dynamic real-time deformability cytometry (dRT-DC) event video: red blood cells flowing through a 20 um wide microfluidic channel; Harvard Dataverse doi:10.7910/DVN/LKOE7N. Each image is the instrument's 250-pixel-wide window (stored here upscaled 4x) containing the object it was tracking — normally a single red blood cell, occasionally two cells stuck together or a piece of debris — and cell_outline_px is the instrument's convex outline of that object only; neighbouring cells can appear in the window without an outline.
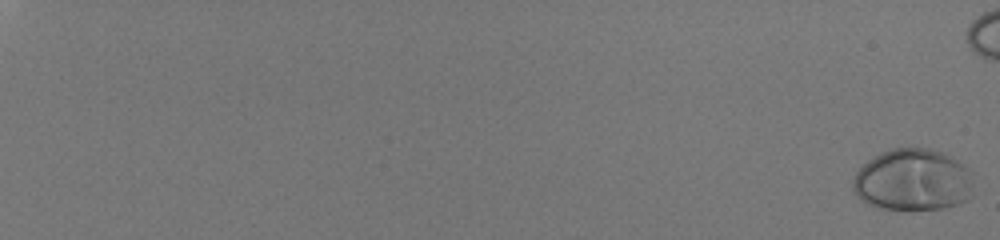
{"species": "human", "species_latin": "Homo sapiens", "temperature_condition": "room temperature", "stored_images_in_passage": 53, "camera_frame_rate_fps": 3000, "um_per_image_px": 0.085, "donor": {"sex": "male"}, "frame": {"image": 1, "passage_image": 1, "time_ms": 0.0, "image_size_px": [1000, 240], "cell_outline_px": [[976, 196], [968, 200], [944, 208], [880, 208], [868, 204], [860, 200], [852, 192], [852, 180], [856, 172], [868, 160], [892, 148], [928, 148], [940, 152], [964, 164], [972, 172], [976, 192]], "centroid_in_image_um": [77.64, 15.31], "position_along_channel_um": 7.4, "area_um2": 43.81}}
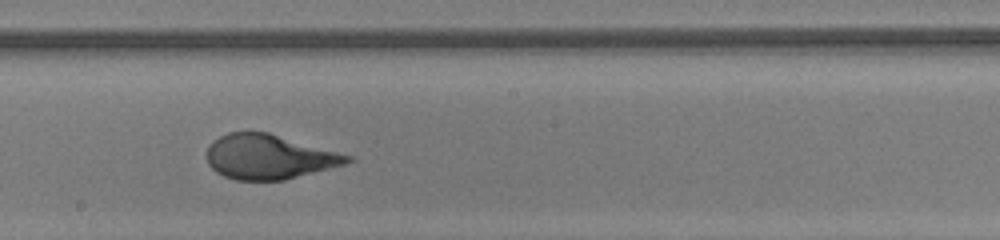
{"frame": {"image": 2, "passage_image": 39, "time_ms": 12.667, "image_size_px": [1000, 240], "cell_outline_px": [[352, 160], [348, 164], [284, 180], [236, 180], [224, 176], [216, 172], [208, 164], [208, 144], [212, 140], [228, 132], [268, 132], [352, 156]], "centroid_in_image_um": [22.86, 13.33], "position_along_channel_um": 225.3, "area_um2": 36.47}}
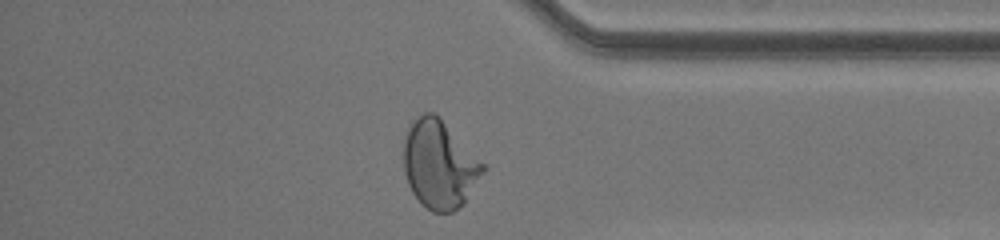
{"frame": {"image": 3, "passage_image": 52, "time_ms": 17.0, "image_size_px": [1000, 240], "cell_outline_px": [[488, 168], [464, 204], [452, 212], [432, 212], [412, 192], [408, 184], [404, 172], [404, 140], [408, 124], [412, 120], [424, 112], [436, 112], [440, 116]], "centroid_in_image_um": [37.36, 13.95], "position_along_channel_um": 397.8, "area_um2": 41.04}, "authors_computed_cell_mechanics": {"area_um2": 38.0902, "velocity_mm_per_s": 4.0797, "shape_relaxation_time_tau1_ms": 4.1821, "shape_relaxation_time_tau2_ms": null, "deformation_change_tau1": 0.233, "deformation_change_tau2": null}}